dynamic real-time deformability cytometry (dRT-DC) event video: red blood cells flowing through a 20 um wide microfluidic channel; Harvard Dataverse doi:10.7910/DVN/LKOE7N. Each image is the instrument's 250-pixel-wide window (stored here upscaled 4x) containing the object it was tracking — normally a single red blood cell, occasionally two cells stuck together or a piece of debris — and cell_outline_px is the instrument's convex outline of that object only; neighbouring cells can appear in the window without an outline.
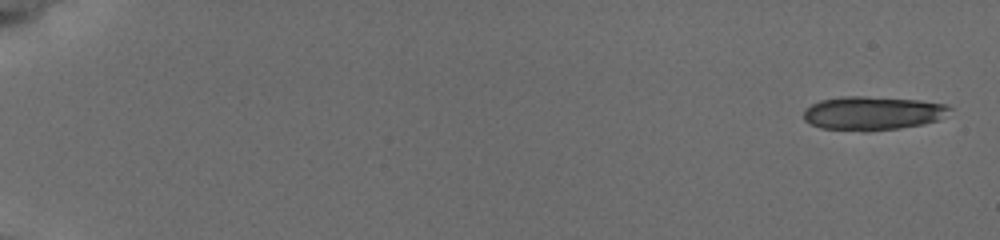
{"species": "common noctule bat (a hibernating species)", "species_latin": "Nyctalus noctula", "temperature_condition": "cold", "stored_images_in_passage": 18, "camera_frame_rate_fps": 3000, "um_per_image_px": 0.085, "animal": {"sex": "female", "body_mass_g": 19.5, "forearm_length_mm": 54.1}, "frame": {"image": 1, "passage_image": 1, "time_ms": 0.0, "image_size_px": [1000, 240], "cell_outline_px": [[952, 108], [936, 120], [924, 124], [900, 128], [864, 132], [820, 128], [804, 120], [804, 108], [820, 100], [844, 96], [864, 96], [920, 100], [944, 104]], "centroid_in_image_um": [74.11, 9.63], "position_along_channel_um": 10.9, "area_um2": 28.73}}
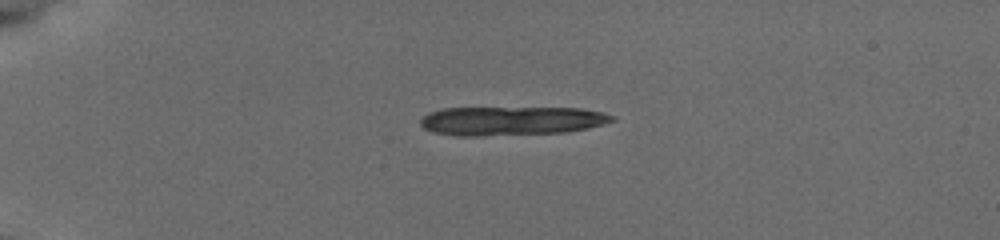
{"frame": {"image": 2, "passage_image": 12, "time_ms": 4.333, "image_size_px": [1000, 240], "cell_outline_px": [[616, 120], [604, 124], [588, 128], [568, 132], [484, 136], [456, 136], [432, 132], [424, 128], [420, 124], [420, 120], [428, 112], [444, 108], [580, 108], [604, 112], [616, 116]], "centroid_in_image_um": [43.49, 10.27], "position_along_channel_um": 41.5, "area_um2": 32.66}}